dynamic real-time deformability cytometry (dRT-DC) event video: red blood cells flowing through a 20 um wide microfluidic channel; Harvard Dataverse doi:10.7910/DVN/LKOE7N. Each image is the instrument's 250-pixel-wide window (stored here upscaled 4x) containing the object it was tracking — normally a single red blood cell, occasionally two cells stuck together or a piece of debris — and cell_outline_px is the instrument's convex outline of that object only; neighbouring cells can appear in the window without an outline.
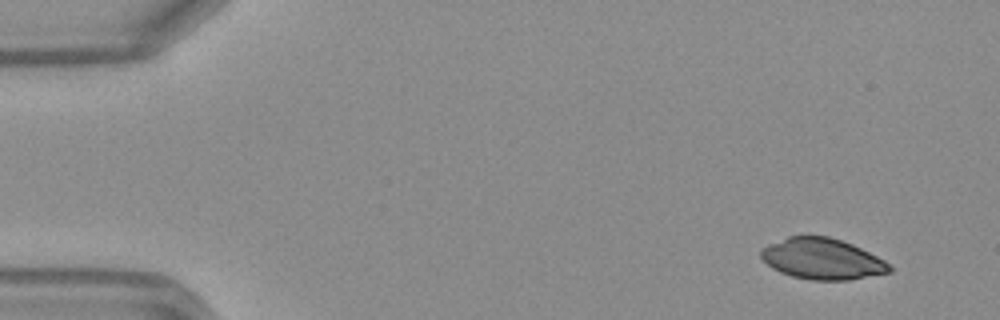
{"species": "Egyptian fruit bat (a non-hibernating species)", "species_latin": "Rousettus aegyptiacus", "temperature_condition": "warm", "stored_images_in_passage": 46, "camera_frame_rate_fps": 3000, "um_per_image_px": 0.085, "frame": {"image": 1, "passage_image": 1, "time_ms": 0.0, "image_size_px": [1000, 320], "cell_outline_px": [[892, 272], [848, 280], [812, 280], [792, 276], [780, 272], [772, 268], [760, 256], [760, 248], [768, 244], [788, 236], [828, 236], [852, 244], [884, 260], [892, 268]], "centroid_in_image_um": [69.86, 22.0], "position_along_channel_um": 15.1, "area_um2": 30.58}}
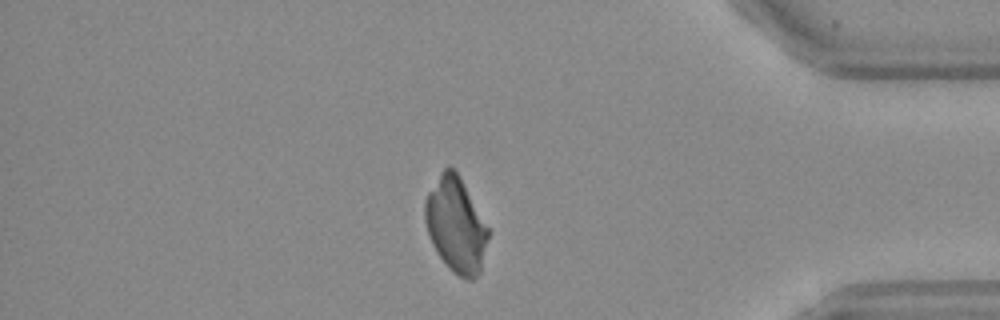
{"frame": {"image": 2, "passage_image": 39, "time_ms": 12.667, "image_size_px": [1000, 320], "cell_outline_px": [[488, 236], [480, 272], [472, 280], [464, 280], [448, 268], [432, 244], [424, 220], [424, 200], [428, 192], [440, 172], [448, 164], [460, 176], [488, 228]], "centroid_in_image_um": [38.72, 19.11], "position_along_channel_um": 396.5, "area_um2": 34.74}}
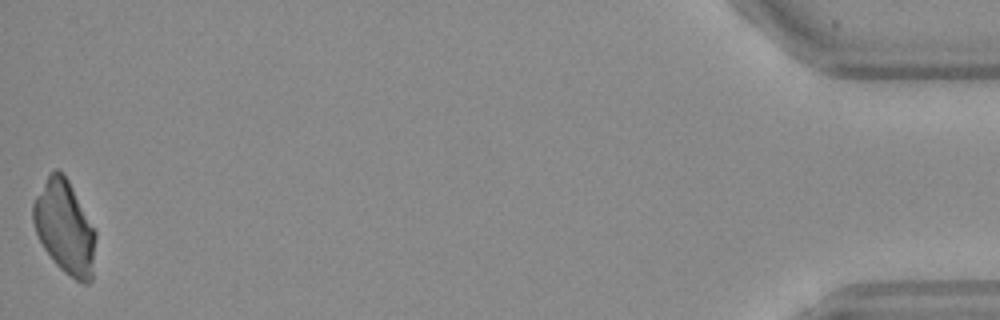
{"frame": {"image": 3, "passage_image": 46, "time_ms": 15.0, "image_size_px": [1000, 320], "cell_outline_px": [[96, 236], [92, 280], [88, 284], [84, 284], [76, 280], [64, 272], [56, 264], [44, 248], [36, 232], [32, 220], [32, 204], [36, 196], [48, 176], [56, 168], [64, 172], [96, 232]], "centroid_in_image_um": [5.51, 19.34], "position_along_channel_um": 429.7, "area_um2": 33.76}}